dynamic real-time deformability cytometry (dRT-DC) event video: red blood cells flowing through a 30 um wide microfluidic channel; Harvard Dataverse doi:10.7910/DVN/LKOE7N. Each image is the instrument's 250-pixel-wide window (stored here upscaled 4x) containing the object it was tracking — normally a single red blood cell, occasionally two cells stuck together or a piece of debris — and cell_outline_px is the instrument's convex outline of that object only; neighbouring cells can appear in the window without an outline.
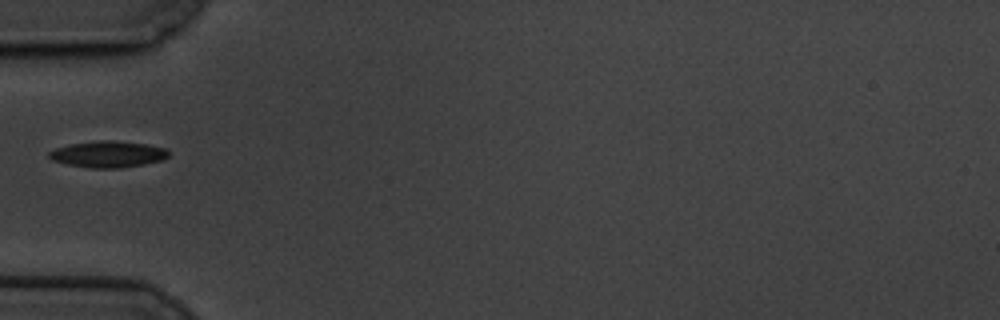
{"species": "common noctule bat (a hibernating species)", "species_latin": "Nyctalus noctula", "temperature_condition": "cold", "stored_images_in_passage": 32, "camera_frame_rate_fps": 3000, "um_per_image_px": 0.085, "animal": {"sex": "male", "body_mass_g": 19.5, "forearm_length_mm": 54.6}, "frame": {"image": 1, "passage_image": 1, "time_ms": 0.0, "image_size_px": [1000, 320], "cell_outline_px": [[168, 156], [164, 160], [144, 164], [120, 168], [92, 168], [68, 164], [52, 160], [48, 156], [48, 152], [56, 148], [68, 144], [96, 140], [108, 140], [144, 144], [164, 148], [168, 152]], "centroid_in_image_um": [9.15, 13.11], "position_along_channel_um": 75.9, "area_um2": 18.26}}
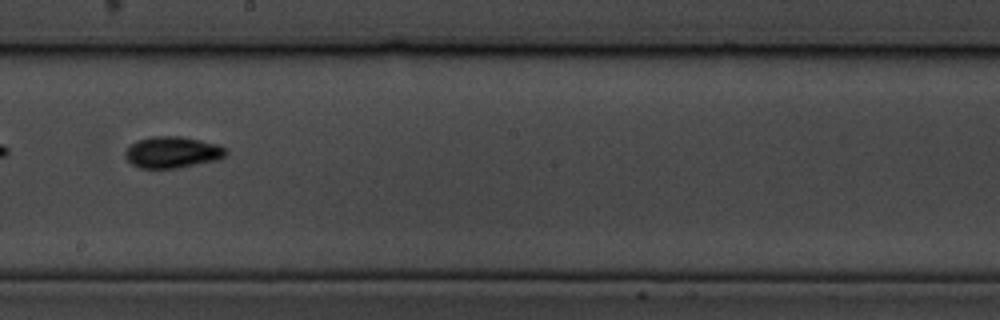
{"frame": {"image": 2, "passage_image": 15, "time_ms": 4.667, "image_size_px": [1000, 320], "cell_outline_px": [[228, 152], [224, 156], [216, 160], [176, 168], [140, 168], [132, 164], [124, 156], [124, 152], [136, 140], [152, 136], [180, 136], [200, 140], [216, 144], [224, 148]], "centroid_in_image_um": [14.61, 12.93], "position_along_channel_um": 233.6, "area_um2": 18.26}}
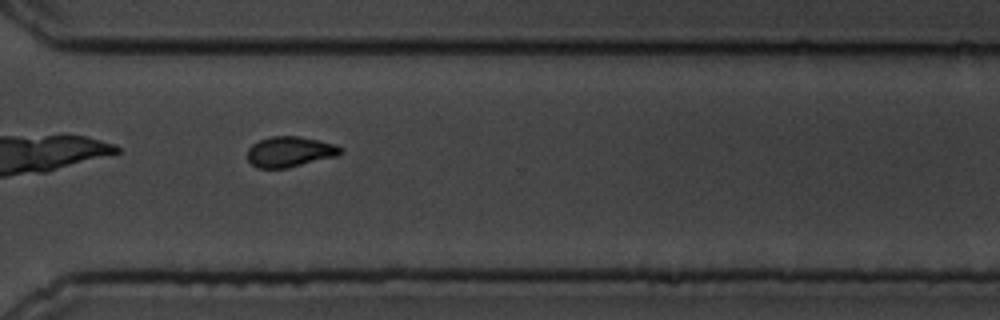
{"frame": {"image": 3, "passage_image": 25, "time_ms": 8.0, "image_size_px": [1000, 320], "cell_outline_px": [[344, 152], [336, 156], [288, 168], [256, 168], [248, 160], [248, 148], [252, 144], [268, 136], [300, 136], [336, 144]], "centroid_in_image_um": [24.63, 12.89], "position_along_channel_um": 346.0, "area_um2": 16.59}}